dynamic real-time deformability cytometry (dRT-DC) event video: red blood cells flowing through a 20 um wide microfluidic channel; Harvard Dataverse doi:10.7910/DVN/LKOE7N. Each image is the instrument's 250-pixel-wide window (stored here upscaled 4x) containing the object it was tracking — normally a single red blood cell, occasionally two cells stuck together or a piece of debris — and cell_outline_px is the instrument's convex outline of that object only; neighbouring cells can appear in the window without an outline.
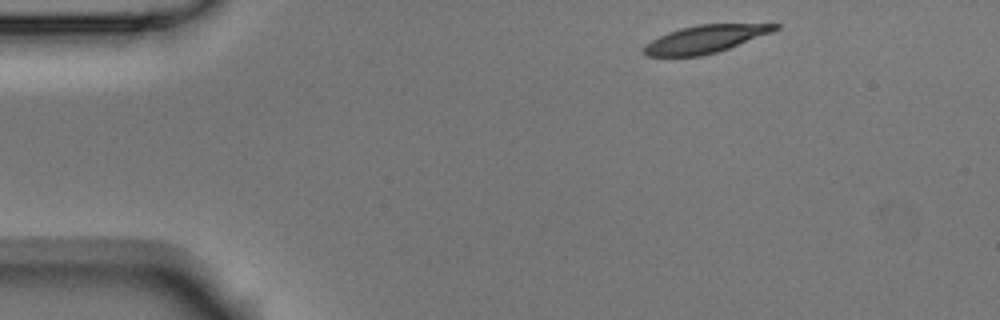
{"species": "Egyptian fruit bat (a non-hibernating species)", "species_latin": "Rousettus aegyptiacus", "temperature_condition": "room temperature", "stored_images_in_passage": 3, "camera_frame_rate_fps": 3000, "um_per_image_px": 0.085, "animal": {"sex": "male"}, "frame": {"image": 1, "passage_image": 1, "time_ms": 0.0, "image_size_px": [1000, 320], "cell_outline_px": [[780, 28], [772, 32], [728, 48], [716, 52], [700, 56], [644, 56], [644, 44], [668, 32], [680, 28], [696, 24], [780, 24]], "centroid_in_image_um": [59.92, 3.31], "position_along_channel_um": 25.1, "area_um2": 20.92}}